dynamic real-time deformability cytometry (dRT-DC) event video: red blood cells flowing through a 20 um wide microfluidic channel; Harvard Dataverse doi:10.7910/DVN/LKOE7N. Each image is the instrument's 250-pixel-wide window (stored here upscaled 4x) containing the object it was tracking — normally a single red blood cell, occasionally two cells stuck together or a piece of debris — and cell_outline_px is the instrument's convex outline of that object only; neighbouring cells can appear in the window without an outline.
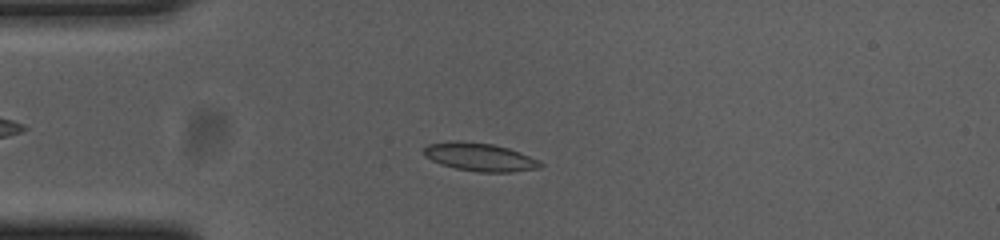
{"species": "common noctule bat (a hibernating species)", "species_latin": "Nyctalus noctula", "temperature_condition": "cold", "stored_images_in_passage": 55, "camera_frame_rate_fps": 3000, "um_per_image_px": 0.085, "animal": {"sex": "female", "body_mass_g": 23.0, "forearm_length_mm": 53.4}, "frame": {"image": 1, "passage_image": 14, "time_ms": 4.333, "image_size_px": [1000, 240], "cell_outline_px": [[544, 164], [540, 168], [512, 172], [476, 172], [456, 168], [440, 164], [424, 156], [424, 148], [428, 144], [456, 140], [492, 144], [508, 148], [520, 152], [540, 160]], "centroid_in_image_um": [40.8, 13.35], "position_along_channel_um": 44.2, "area_um2": 19.19}}
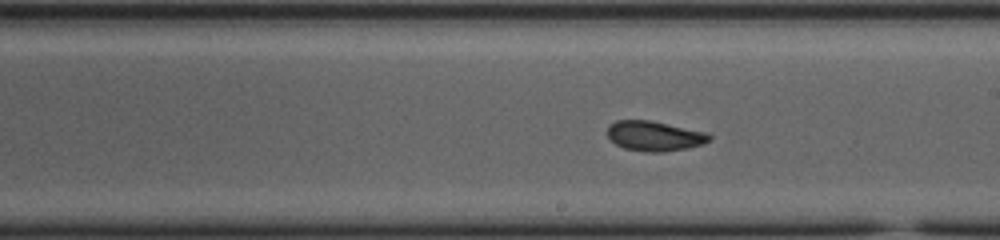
{"frame": {"image": 2, "passage_image": 31, "time_ms": 10.0, "image_size_px": [1000, 240], "cell_outline_px": [[712, 140], [704, 144], [688, 148], [664, 152], [648, 152], [624, 148], [616, 144], [608, 136], [608, 124], [616, 120], [648, 120], [708, 132], [712, 136]], "centroid_in_image_um": [55.67, 11.56], "position_along_channel_um": 233.3, "area_um2": 17.92}}
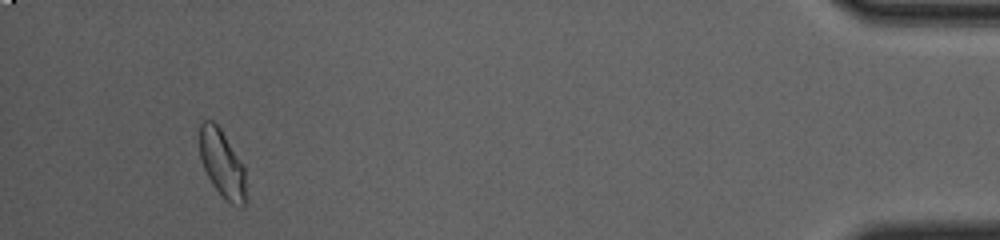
{"frame": {"image": 3, "passage_image": 52, "time_ms": 17.0, "image_size_px": [1000, 240], "cell_outline_px": [[244, 204], [240, 208], [232, 204], [212, 184], [200, 160], [200, 124], [204, 120], [212, 120], [220, 128], [244, 164]], "centroid_in_image_um": [18.86, 13.86], "position_along_channel_um": 416.3, "area_um2": 17.86}, "authors_computed_cell_mechanics": {"area_um2": 18.0336, "velocity_mm_per_s": 3.6672, "shape_relaxation_time_tau1_ms": 4.6876, "shape_relaxation_time_tau2_ms": 1.4488, "deformation_change_tau1": 0.131, "deformation_change_tau2": 0.0617}}